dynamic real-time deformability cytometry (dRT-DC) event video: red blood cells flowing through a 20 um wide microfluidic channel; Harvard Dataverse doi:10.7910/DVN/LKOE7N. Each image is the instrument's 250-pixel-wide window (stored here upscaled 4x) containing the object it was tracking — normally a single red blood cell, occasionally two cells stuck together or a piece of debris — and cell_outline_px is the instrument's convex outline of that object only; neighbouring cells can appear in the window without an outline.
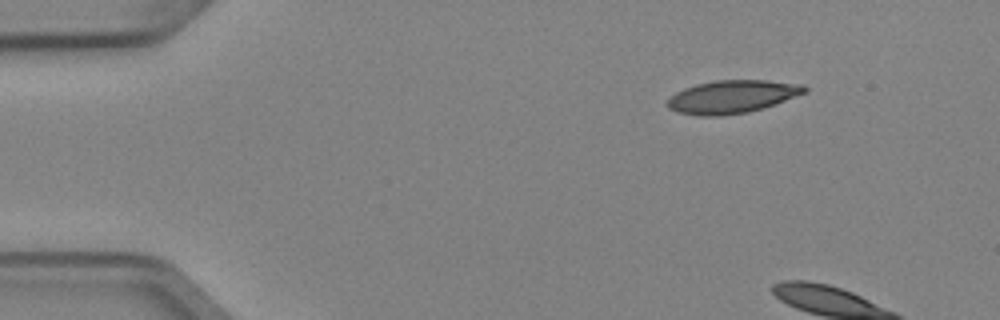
{"species": "Egyptian fruit bat (a non-hibernating species)", "species_latin": "Rousettus aegyptiacus", "temperature_condition": "cold", "stored_images_in_passage": 4, "camera_frame_rate_fps": 3000, "um_per_image_px": 0.085, "animal": {"sex": "female"}, "frame": {"image": 1, "passage_image": 1, "time_ms": 0.0, "image_size_px": [1000, 320], "cell_outline_px": [[808, 92], [764, 108], [748, 112], [720, 116], [700, 116], [680, 112], [668, 108], [668, 100], [676, 92], [684, 88], [696, 84], [716, 80], [764, 80], [804, 84], [808, 88]], "centroid_in_image_um": [62.28, 8.21], "position_along_channel_um": 22.7, "area_um2": 26.36}}